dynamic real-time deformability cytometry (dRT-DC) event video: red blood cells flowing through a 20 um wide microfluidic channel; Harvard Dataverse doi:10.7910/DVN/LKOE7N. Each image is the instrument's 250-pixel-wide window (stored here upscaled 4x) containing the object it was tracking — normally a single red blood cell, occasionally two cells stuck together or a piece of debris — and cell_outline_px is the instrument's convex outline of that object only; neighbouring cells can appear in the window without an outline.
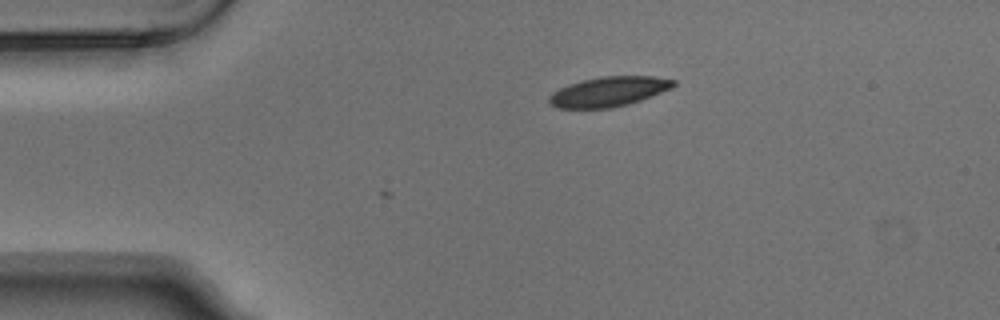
{"species": "Egyptian fruit bat (a non-hibernating species)", "species_latin": "Rousettus aegyptiacus", "temperature_condition": "warm", "stored_images_in_passage": 3, "camera_frame_rate_fps": 3000, "um_per_image_px": 0.085, "animal": {"sex": "male"}, "frame": {"image": 1, "passage_image": 3, "time_ms": 0.667, "image_size_px": [1000, 320], "cell_outline_px": [[676, 84], [672, 88], [652, 96], [628, 104], [612, 108], [556, 108], [548, 100], [548, 96], [552, 92], [568, 84], [584, 80], [604, 76], [652, 76], [676, 80]], "centroid_in_image_um": [51.75, 7.79], "position_along_channel_um": 33.3, "area_um2": 21.56}}